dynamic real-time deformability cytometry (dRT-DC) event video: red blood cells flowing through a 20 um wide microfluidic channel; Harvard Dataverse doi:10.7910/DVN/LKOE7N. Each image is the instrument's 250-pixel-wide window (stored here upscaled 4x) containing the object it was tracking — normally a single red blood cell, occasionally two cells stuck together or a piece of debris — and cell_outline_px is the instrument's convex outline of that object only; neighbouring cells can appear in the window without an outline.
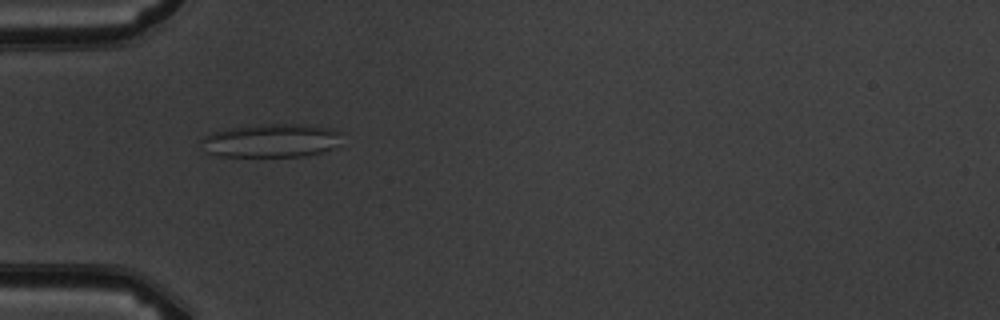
{"species": "common noctule bat (a hibernating species)", "species_latin": "Nyctalus noctula", "temperature_condition": "warm", "stored_images_in_passage": 6, "camera_frame_rate_fps": 3000, "um_per_image_px": 0.085, "animal": {"sex": "male", "body_mass_g": 19.5, "forearm_length_mm": 54.6}, "frame": {"image": 1, "passage_image": 5, "time_ms": 5.333, "image_size_px": [1000, 320], "cell_outline_px": [[344, 132], [340, 144], [324, 152], [304, 156], [220, 156], [204, 152], [200, 140], [204, 136], [212, 132], [228, 128], [272, 124], [304, 124], [328, 128]], "centroid_in_image_um": [23.08, 11.95], "position_along_channel_um": 61.9, "area_um2": 27.69}}
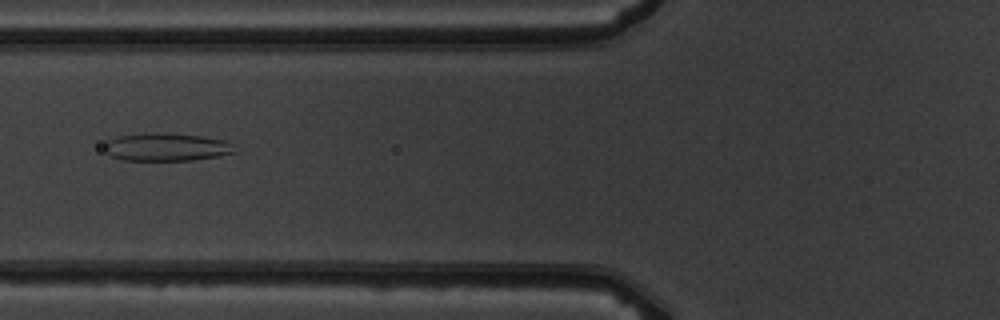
{"frame": {"image": 2, "passage_image": 6, "time_ms": 6.667, "image_size_px": [1000, 320], "cell_outline_px": [[236, 152], [216, 156], [192, 160], [124, 160], [112, 156], [104, 148], [104, 144], [108, 140], [120, 136], [148, 132], [160, 132], [200, 136], [224, 140], [232, 144]], "centroid_in_image_um": [14.13, 12.49], "position_along_channel_um": 111.7, "area_um2": 20.98}}